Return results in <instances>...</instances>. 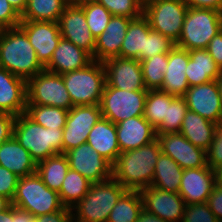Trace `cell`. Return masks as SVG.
<instances>
[{
  "label": "cell",
  "mask_w": 222,
  "mask_h": 222,
  "mask_svg": "<svg viewBox=\"0 0 222 222\" xmlns=\"http://www.w3.org/2000/svg\"><path fill=\"white\" fill-rule=\"evenodd\" d=\"M186 77L189 86H196L216 80L220 69L206 49L189 50Z\"/></svg>",
  "instance_id": "cell-28"
},
{
  "label": "cell",
  "mask_w": 222,
  "mask_h": 222,
  "mask_svg": "<svg viewBox=\"0 0 222 222\" xmlns=\"http://www.w3.org/2000/svg\"><path fill=\"white\" fill-rule=\"evenodd\" d=\"M86 143L112 165L121 153L117 141L116 124L103 117L90 130Z\"/></svg>",
  "instance_id": "cell-25"
},
{
  "label": "cell",
  "mask_w": 222,
  "mask_h": 222,
  "mask_svg": "<svg viewBox=\"0 0 222 222\" xmlns=\"http://www.w3.org/2000/svg\"><path fill=\"white\" fill-rule=\"evenodd\" d=\"M147 92L105 86L100 102L102 117L117 124L131 117L143 116Z\"/></svg>",
  "instance_id": "cell-10"
},
{
  "label": "cell",
  "mask_w": 222,
  "mask_h": 222,
  "mask_svg": "<svg viewBox=\"0 0 222 222\" xmlns=\"http://www.w3.org/2000/svg\"><path fill=\"white\" fill-rule=\"evenodd\" d=\"M68 169L67 157L64 153H59L38 162L36 173L48 188L59 192Z\"/></svg>",
  "instance_id": "cell-31"
},
{
  "label": "cell",
  "mask_w": 222,
  "mask_h": 222,
  "mask_svg": "<svg viewBox=\"0 0 222 222\" xmlns=\"http://www.w3.org/2000/svg\"><path fill=\"white\" fill-rule=\"evenodd\" d=\"M27 106L26 80L0 67V112L18 116Z\"/></svg>",
  "instance_id": "cell-22"
},
{
  "label": "cell",
  "mask_w": 222,
  "mask_h": 222,
  "mask_svg": "<svg viewBox=\"0 0 222 222\" xmlns=\"http://www.w3.org/2000/svg\"><path fill=\"white\" fill-rule=\"evenodd\" d=\"M148 1H150V0H142V3L145 4Z\"/></svg>",
  "instance_id": "cell-59"
},
{
  "label": "cell",
  "mask_w": 222,
  "mask_h": 222,
  "mask_svg": "<svg viewBox=\"0 0 222 222\" xmlns=\"http://www.w3.org/2000/svg\"><path fill=\"white\" fill-rule=\"evenodd\" d=\"M206 50L222 70V30L211 39Z\"/></svg>",
  "instance_id": "cell-48"
},
{
  "label": "cell",
  "mask_w": 222,
  "mask_h": 222,
  "mask_svg": "<svg viewBox=\"0 0 222 222\" xmlns=\"http://www.w3.org/2000/svg\"><path fill=\"white\" fill-rule=\"evenodd\" d=\"M11 204L36 217L65 207L58 192L48 188L37 173L19 178Z\"/></svg>",
  "instance_id": "cell-7"
},
{
  "label": "cell",
  "mask_w": 222,
  "mask_h": 222,
  "mask_svg": "<svg viewBox=\"0 0 222 222\" xmlns=\"http://www.w3.org/2000/svg\"><path fill=\"white\" fill-rule=\"evenodd\" d=\"M189 58V51L176 45L168 52V66L160 91L179 97L185 95L190 87L185 74Z\"/></svg>",
  "instance_id": "cell-23"
},
{
  "label": "cell",
  "mask_w": 222,
  "mask_h": 222,
  "mask_svg": "<svg viewBox=\"0 0 222 222\" xmlns=\"http://www.w3.org/2000/svg\"><path fill=\"white\" fill-rule=\"evenodd\" d=\"M215 185V171L209 166L183 169L178 194L186 205L204 203Z\"/></svg>",
  "instance_id": "cell-19"
},
{
  "label": "cell",
  "mask_w": 222,
  "mask_h": 222,
  "mask_svg": "<svg viewBox=\"0 0 222 222\" xmlns=\"http://www.w3.org/2000/svg\"><path fill=\"white\" fill-rule=\"evenodd\" d=\"M188 6L184 0H150L143 5V15L152 30L178 42Z\"/></svg>",
  "instance_id": "cell-8"
},
{
  "label": "cell",
  "mask_w": 222,
  "mask_h": 222,
  "mask_svg": "<svg viewBox=\"0 0 222 222\" xmlns=\"http://www.w3.org/2000/svg\"><path fill=\"white\" fill-rule=\"evenodd\" d=\"M126 190L113 178L92 183L84 197L71 208L72 222H107L113 207Z\"/></svg>",
  "instance_id": "cell-4"
},
{
  "label": "cell",
  "mask_w": 222,
  "mask_h": 222,
  "mask_svg": "<svg viewBox=\"0 0 222 222\" xmlns=\"http://www.w3.org/2000/svg\"><path fill=\"white\" fill-rule=\"evenodd\" d=\"M188 111L184 97L176 96L171 104H168L167 120L155 129L156 133H174L179 132L183 119Z\"/></svg>",
  "instance_id": "cell-39"
},
{
  "label": "cell",
  "mask_w": 222,
  "mask_h": 222,
  "mask_svg": "<svg viewBox=\"0 0 222 222\" xmlns=\"http://www.w3.org/2000/svg\"><path fill=\"white\" fill-rule=\"evenodd\" d=\"M183 97L188 110L216 124L222 120V101L216 80L190 86Z\"/></svg>",
  "instance_id": "cell-18"
},
{
  "label": "cell",
  "mask_w": 222,
  "mask_h": 222,
  "mask_svg": "<svg viewBox=\"0 0 222 222\" xmlns=\"http://www.w3.org/2000/svg\"><path fill=\"white\" fill-rule=\"evenodd\" d=\"M27 105H45L70 110L74 105L62 75L42 70L26 81Z\"/></svg>",
  "instance_id": "cell-9"
},
{
  "label": "cell",
  "mask_w": 222,
  "mask_h": 222,
  "mask_svg": "<svg viewBox=\"0 0 222 222\" xmlns=\"http://www.w3.org/2000/svg\"><path fill=\"white\" fill-rule=\"evenodd\" d=\"M181 222H219L207 202L186 205Z\"/></svg>",
  "instance_id": "cell-42"
},
{
  "label": "cell",
  "mask_w": 222,
  "mask_h": 222,
  "mask_svg": "<svg viewBox=\"0 0 222 222\" xmlns=\"http://www.w3.org/2000/svg\"><path fill=\"white\" fill-rule=\"evenodd\" d=\"M0 222H15V206L11 204L6 210L0 212Z\"/></svg>",
  "instance_id": "cell-52"
},
{
  "label": "cell",
  "mask_w": 222,
  "mask_h": 222,
  "mask_svg": "<svg viewBox=\"0 0 222 222\" xmlns=\"http://www.w3.org/2000/svg\"><path fill=\"white\" fill-rule=\"evenodd\" d=\"M61 37L88 52L94 60L96 39L86 23V16L78 4L69 3L60 15Z\"/></svg>",
  "instance_id": "cell-14"
},
{
  "label": "cell",
  "mask_w": 222,
  "mask_h": 222,
  "mask_svg": "<svg viewBox=\"0 0 222 222\" xmlns=\"http://www.w3.org/2000/svg\"><path fill=\"white\" fill-rule=\"evenodd\" d=\"M174 46L175 43L168 37L150 29L146 39L145 51H142V60L157 54L168 53Z\"/></svg>",
  "instance_id": "cell-41"
},
{
  "label": "cell",
  "mask_w": 222,
  "mask_h": 222,
  "mask_svg": "<svg viewBox=\"0 0 222 222\" xmlns=\"http://www.w3.org/2000/svg\"><path fill=\"white\" fill-rule=\"evenodd\" d=\"M222 30V11L188 7L176 46L186 50L206 49Z\"/></svg>",
  "instance_id": "cell-5"
},
{
  "label": "cell",
  "mask_w": 222,
  "mask_h": 222,
  "mask_svg": "<svg viewBox=\"0 0 222 222\" xmlns=\"http://www.w3.org/2000/svg\"><path fill=\"white\" fill-rule=\"evenodd\" d=\"M79 6L83 9L86 23L96 39L106 29L113 15L97 1L85 2Z\"/></svg>",
  "instance_id": "cell-38"
},
{
  "label": "cell",
  "mask_w": 222,
  "mask_h": 222,
  "mask_svg": "<svg viewBox=\"0 0 222 222\" xmlns=\"http://www.w3.org/2000/svg\"><path fill=\"white\" fill-rule=\"evenodd\" d=\"M160 153L157 139L137 149L121 152L112 165V178L127 190L139 191L151 186Z\"/></svg>",
  "instance_id": "cell-1"
},
{
  "label": "cell",
  "mask_w": 222,
  "mask_h": 222,
  "mask_svg": "<svg viewBox=\"0 0 222 222\" xmlns=\"http://www.w3.org/2000/svg\"><path fill=\"white\" fill-rule=\"evenodd\" d=\"M207 204L219 222H222V185L216 184L208 197Z\"/></svg>",
  "instance_id": "cell-47"
},
{
  "label": "cell",
  "mask_w": 222,
  "mask_h": 222,
  "mask_svg": "<svg viewBox=\"0 0 222 222\" xmlns=\"http://www.w3.org/2000/svg\"><path fill=\"white\" fill-rule=\"evenodd\" d=\"M140 64L146 90H160L164 81V72L168 66V53L140 60Z\"/></svg>",
  "instance_id": "cell-37"
},
{
  "label": "cell",
  "mask_w": 222,
  "mask_h": 222,
  "mask_svg": "<svg viewBox=\"0 0 222 222\" xmlns=\"http://www.w3.org/2000/svg\"><path fill=\"white\" fill-rule=\"evenodd\" d=\"M89 1H96V0H69L70 3L78 4V5L85 2H89Z\"/></svg>",
  "instance_id": "cell-58"
},
{
  "label": "cell",
  "mask_w": 222,
  "mask_h": 222,
  "mask_svg": "<svg viewBox=\"0 0 222 222\" xmlns=\"http://www.w3.org/2000/svg\"><path fill=\"white\" fill-rule=\"evenodd\" d=\"M216 126V123L188 110L179 132L193 145L207 150L213 141Z\"/></svg>",
  "instance_id": "cell-27"
},
{
  "label": "cell",
  "mask_w": 222,
  "mask_h": 222,
  "mask_svg": "<svg viewBox=\"0 0 222 222\" xmlns=\"http://www.w3.org/2000/svg\"><path fill=\"white\" fill-rule=\"evenodd\" d=\"M136 222H167V221H164L163 219L143 209Z\"/></svg>",
  "instance_id": "cell-53"
},
{
  "label": "cell",
  "mask_w": 222,
  "mask_h": 222,
  "mask_svg": "<svg viewBox=\"0 0 222 222\" xmlns=\"http://www.w3.org/2000/svg\"><path fill=\"white\" fill-rule=\"evenodd\" d=\"M132 19L113 15L106 29L96 38L94 60L103 62L111 57H120L123 39Z\"/></svg>",
  "instance_id": "cell-21"
},
{
  "label": "cell",
  "mask_w": 222,
  "mask_h": 222,
  "mask_svg": "<svg viewBox=\"0 0 222 222\" xmlns=\"http://www.w3.org/2000/svg\"><path fill=\"white\" fill-rule=\"evenodd\" d=\"M188 7L222 11V0H184Z\"/></svg>",
  "instance_id": "cell-50"
},
{
  "label": "cell",
  "mask_w": 222,
  "mask_h": 222,
  "mask_svg": "<svg viewBox=\"0 0 222 222\" xmlns=\"http://www.w3.org/2000/svg\"><path fill=\"white\" fill-rule=\"evenodd\" d=\"M216 82L219 87L220 97H221V101H222V70L220 71V74L217 76Z\"/></svg>",
  "instance_id": "cell-57"
},
{
  "label": "cell",
  "mask_w": 222,
  "mask_h": 222,
  "mask_svg": "<svg viewBox=\"0 0 222 222\" xmlns=\"http://www.w3.org/2000/svg\"><path fill=\"white\" fill-rule=\"evenodd\" d=\"M105 68L106 85L121 90H146L140 61L111 57L102 62Z\"/></svg>",
  "instance_id": "cell-16"
},
{
  "label": "cell",
  "mask_w": 222,
  "mask_h": 222,
  "mask_svg": "<svg viewBox=\"0 0 222 222\" xmlns=\"http://www.w3.org/2000/svg\"><path fill=\"white\" fill-rule=\"evenodd\" d=\"M92 182L69 168L58 192L62 204L67 208L76 205L89 191Z\"/></svg>",
  "instance_id": "cell-34"
},
{
  "label": "cell",
  "mask_w": 222,
  "mask_h": 222,
  "mask_svg": "<svg viewBox=\"0 0 222 222\" xmlns=\"http://www.w3.org/2000/svg\"><path fill=\"white\" fill-rule=\"evenodd\" d=\"M15 121V115L0 112V145L13 137Z\"/></svg>",
  "instance_id": "cell-46"
},
{
  "label": "cell",
  "mask_w": 222,
  "mask_h": 222,
  "mask_svg": "<svg viewBox=\"0 0 222 222\" xmlns=\"http://www.w3.org/2000/svg\"><path fill=\"white\" fill-rule=\"evenodd\" d=\"M120 152L137 149L157 139L155 128L143 117H131L116 124Z\"/></svg>",
  "instance_id": "cell-20"
},
{
  "label": "cell",
  "mask_w": 222,
  "mask_h": 222,
  "mask_svg": "<svg viewBox=\"0 0 222 222\" xmlns=\"http://www.w3.org/2000/svg\"><path fill=\"white\" fill-rule=\"evenodd\" d=\"M102 117L100 105H75L63 128L62 153L86 143L90 130Z\"/></svg>",
  "instance_id": "cell-11"
},
{
  "label": "cell",
  "mask_w": 222,
  "mask_h": 222,
  "mask_svg": "<svg viewBox=\"0 0 222 222\" xmlns=\"http://www.w3.org/2000/svg\"><path fill=\"white\" fill-rule=\"evenodd\" d=\"M61 75L74 106L100 105L106 85L105 68L102 62L93 60L82 69Z\"/></svg>",
  "instance_id": "cell-6"
},
{
  "label": "cell",
  "mask_w": 222,
  "mask_h": 222,
  "mask_svg": "<svg viewBox=\"0 0 222 222\" xmlns=\"http://www.w3.org/2000/svg\"><path fill=\"white\" fill-rule=\"evenodd\" d=\"M207 165L215 170L222 165V120L217 124L213 141L206 150Z\"/></svg>",
  "instance_id": "cell-43"
},
{
  "label": "cell",
  "mask_w": 222,
  "mask_h": 222,
  "mask_svg": "<svg viewBox=\"0 0 222 222\" xmlns=\"http://www.w3.org/2000/svg\"><path fill=\"white\" fill-rule=\"evenodd\" d=\"M143 209L167 222H181L186 204L178 193L163 191L153 186L139 190Z\"/></svg>",
  "instance_id": "cell-15"
},
{
  "label": "cell",
  "mask_w": 222,
  "mask_h": 222,
  "mask_svg": "<svg viewBox=\"0 0 222 222\" xmlns=\"http://www.w3.org/2000/svg\"><path fill=\"white\" fill-rule=\"evenodd\" d=\"M216 184L222 185V165L217 167L215 170Z\"/></svg>",
  "instance_id": "cell-56"
},
{
  "label": "cell",
  "mask_w": 222,
  "mask_h": 222,
  "mask_svg": "<svg viewBox=\"0 0 222 222\" xmlns=\"http://www.w3.org/2000/svg\"><path fill=\"white\" fill-rule=\"evenodd\" d=\"M19 27L26 33L38 60L45 67L61 39L58 22L21 21Z\"/></svg>",
  "instance_id": "cell-17"
},
{
  "label": "cell",
  "mask_w": 222,
  "mask_h": 222,
  "mask_svg": "<svg viewBox=\"0 0 222 222\" xmlns=\"http://www.w3.org/2000/svg\"><path fill=\"white\" fill-rule=\"evenodd\" d=\"M0 165L18 177L36 173L37 167L30 152L22 147L14 136L0 145Z\"/></svg>",
  "instance_id": "cell-26"
},
{
  "label": "cell",
  "mask_w": 222,
  "mask_h": 222,
  "mask_svg": "<svg viewBox=\"0 0 222 222\" xmlns=\"http://www.w3.org/2000/svg\"><path fill=\"white\" fill-rule=\"evenodd\" d=\"M21 22V16L15 11L7 0H0V27L15 28Z\"/></svg>",
  "instance_id": "cell-45"
},
{
  "label": "cell",
  "mask_w": 222,
  "mask_h": 222,
  "mask_svg": "<svg viewBox=\"0 0 222 222\" xmlns=\"http://www.w3.org/2000/svg\"><path fill=\"white\" fill-rule=\"evenodd\" d=\"M150 29L149 22L143 14L132 19L122 42L120 57L142 60V51H145L146 39Z\"/></svg>",
  "instance_id": "cell-29"
},
{
  "label": "cell",
  "mask_w": 222,
  "mask_h": 222,
  "mask_svg": "<svg viewBox=\"0 0 222 222\" xmlns=\"http://www.w3.org/2000/svg\"><path fill=\"white\" fill-rule=\"evenodd\" d=\"M0 67L26 81L45 69L19 26L0 32Z\"/></svg>",
  "instance_id": "cell-2"
},
{
  "label": "cell",
  "mask_w": 222,
  "mask_h": 222,
  "mask_svg": "<svg viewBox=\"0 0 222 222\" xmlns=\"http://www.w3.org/2000/svg\"><path fill=\"white\" fill-rule=\"evenodd\" d=\"M183 169L168 155L159 154L151 186L163 191L178 193Z\"/></svg>",
  "instance_id": "cell-30"
},
{
  "label": "cell",
  "mask_w": 222,
  "mask_h": 222,
  "mask_svg": "<svg viewBox=\"0 0 222 222\" xmlns=\"http://www.w3.org/2000/svg\"><path fill=\"white\" fill-rule=\"evenodd\" d=\"M175 97L160 90H148L143 117L156 129L167 120L168 104Z\"/></svg>",
  "instance_id": "cell-35"
},
{
  "label": "cell",
  "mask_w": 222,
  "mask_h": 222,
  "mask_svg": "<svg viewBox=\"0 0 222 222\" xmlns=\"http://www.w3.org/2000/svg\"><path fill=\"white\" fill-rule=\"evenodd\" d=\"M11 205V201L0 195V212L6 210Z\"/></svg>",
  "instance_id": "cell-55"
},
{
  "label": "cell",
  "mask_w": 222,
  "mask_h": 222,
  "mask_svg": "<svg viewBox=\"0 0 222 222\" xmlns=\"http://www.w3.org/2000/svg\"><path fill=\"white\" fill-rule=\"evenodd\" d=\"M103 5L112 15L124 16L131 19L138 18L143 14L141 0H96Z\"/></svg>",
  "instance_id": "cell-40"
},
{
  "label": "cell",
  "mask_w": 222,
  "mask_h": 222,
  "mask_svg": "<svg viewBox=\"0 0 222 222\" xmlns=\"http://www.w3.org/2000/svg\"><path fill=\"white\" fill-rule=\"evenodd\" d=\"M36 222H72V209L64 207L60 211L37 216Z\"/></svg>",
  "instance_id": "cell-49"
},
{
  "label": "cell",
  "mask_w": 222,
  "mask_h": 222,
  "mask_svg": "<svg viewBox=\"0 0 222 222\" xmlns=\"http://www.w3.org/2000/svg\"><path fill=\"white\" fill-rule=\"evenodd\" d=\"M143 204L138 190H126L113 207L107 222H136Z\"/></svg>",
  "instance_id": "cell-33"
},
{
  "label": "cell",
  "mask_w": 222,
  "mask_h": 222,
  "mask_svg": "<svg viewBox=\"0 0 222 222\" xmlns=\"http://www.w3.org/2000/svg\"><path fill=\"white\" fill-rule=\"evenodd\" d=\"M13 136L30 152L36 164L62 153L63 129L45 128L35 123L25 113L16 116Z\"/></svg>",
  "instance_id": "cell-3"
},
{
  "label": "cell",
  "mask_w": 222,
  "mask_h": 222,
  "mask_svg": "<svg viewBox=\"0 0 222 222\" xmlns=\"http://www.w3.org/2000/svg\"><path fill=\"white\" fill-rule=\"evenodd\" d=\"M15 11L21 16L26 8L27 0H7Z\"/></svg>",
  "instance_id": "cell-54"
},
{
  "label": "cell",
  "mask_w": 222,
  "mask_h": 222,
  "mask_svg": "<svg viewBox=\"0 0 222 222\" xmlns=\"http://www.w3.org/2000/svg\"><path fill=\"white\" fill-rule=\"evenodd\" d=\"M64 154L68 159L69 168L90 182H103L112 178V164L88 143L72 148Z\"/></svg>",
  "instance_id": "cell-12"
},
{
  "label": "cell",
  "mask_w": 222,
  "mask_h": 222,
  "mask_svg": "<svg viewBox=\"0 0 222 222\" xmlns=\"http://www.w3.org/2000/svg\"><path fill=\"white\" fill-rule=\"evenodd\" d=\"M69 0H27L21 21L58 22Z\"/></svg>",
  "instance_id": "cell-32"
},
{
  "label": "cell",
  "mask_w": 222,
  "mask_h": 222,
  "mask_svg": "<svg viewBox=\"0 0 222 222\" xmlns=\"http://www.w3.org/2000/svg\"><path fill=\"white\" fill-rule=\"evenodd\" d=\"M92 61L93 58L88 52L61 37L51 60L45 66V70L61 75L82 69Z\"/></svg>",
  "instance_id": "cell-24"
},
{
  "label": "cell",
  "mask_w": 222,
  "mask_h": 222,
  "mask_svg": "<svg viewBox=\"0 0 222 222\" xmlns=\"http://www.w3.org/2000/svg\"><path fill=\"white\" fill-rule=\"evenodd\" d=\"M15 222H36V216L15 206Z\"/></svg>",
  "instance_id": "cell-51"
},
{
  "label": "cell",
  "mask_w": 222,
  "mask_h": 222,
  "mask_svg": "<svg viewBox=\"0 0 222 222\" xmlns=\"http://www.w3.org/2000/svg\"><path fill=\"white\" fill-rule=\"evenodd\" d=\"M156 134L161 152L176 161L182 169L208 166L206 150L193 145L180 132Z\"/></svg>",
  "instance_id": "cell-13"
},
{
  "label": "cell",
  "mask_w": 222,
  "mask_h": 222,
  "mask_svg": "<svg viewBox=\"0 0 222 222\" xmlns=\"http://www.w3.org/2000/svg\"><path fill=\"white\" fill-rule=\"evenodd\" d=\"M68 111L55 106L27 105L25 114L45 128L63 129L66 125Z\"/></svg>",
  "instance_id": "cell-36"
},
{
  "label": "cell",
  "mask_w": 222,
  "mask_h": 222,
  "mask_svg": "<svg viewBox=\"0 0 222 222\" xmlns=\"http://www.w3.org/2000/svg\"><path fill=\"white\" fill-rule=\"evenodd\" d=\"M19 178L16 174L0 165V195L12 202Z\"/></svg>",
  "instance_id": "cell-44"
}]
</instances>
